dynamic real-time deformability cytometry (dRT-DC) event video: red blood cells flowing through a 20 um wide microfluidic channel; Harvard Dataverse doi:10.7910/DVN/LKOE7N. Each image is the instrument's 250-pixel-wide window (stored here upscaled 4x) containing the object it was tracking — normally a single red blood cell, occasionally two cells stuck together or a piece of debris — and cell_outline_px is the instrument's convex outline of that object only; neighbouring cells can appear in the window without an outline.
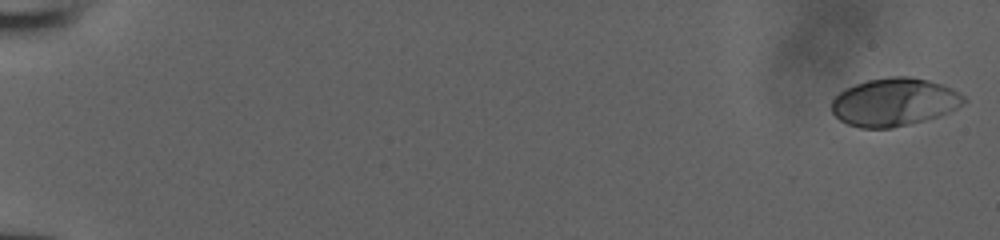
{"species": "human", "species_latin": "Homo sapiens", "temperature_condition": "room temperature", "stored_images_in_passage": 52, "camera_frame_rate_fps": 3000, "um_per_image_px": 0.085, "donor": {"sex": "male"}, "frame": {"image": 1, "passage_image": 1, "time_ms": 0.0, "image_size_px": [1000, 240], "cell_outline_px": [[968, 100], [964, 104], [940, 116], [892, 128], [860, 128], [848, 124], [840, 120], [832, 112], [832, 100], [840, 92], [856, 84], [868, 80], [892, 76], [908, 76], [928, 80], [952, 88], [964, 96]], "centroid_in_image_um": [76.03, 8.68], "position_along_channel_um": 9.0, "area_um2": 36.82}}
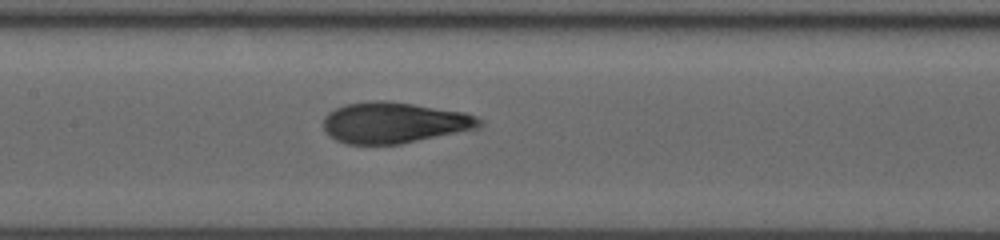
{"frame": {"image": 2, "passage_image": 28, "time_ms": 9.0, "image_size_px": [1000, 240], "cell_outline_px": [[484, 124], [480, 128], [400, 144], [344, 144], [336, 140], [324, 132], [324, 116], [328, 112], [344, 104], [368, 100], [388, 100], [464, 112], [476, 116], [484, 120]], "centroid_in_image_um": [33.51, 10.42], "position_along_channel_um": 173.9, "area_um2": 37.69}}
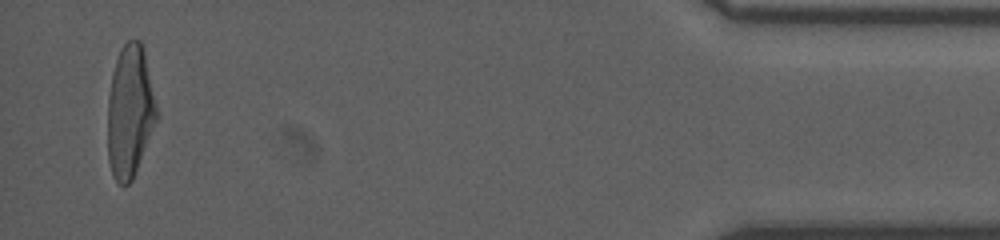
{"frame": {"image": 3, "passage_image": 51, "time_ms": 16.667, "image_size_px": [1000, 240], "cell_outline_px": [[156, 120], [132, 180], [128, 184], [120, 184], [112, 176], [108, 160], [108, 96], [112, 72], [120, 48], [128, 40], [140, 40], [144, 48], [156, 104]], "centroid_in_image_um": [11.02, 9.44], "position_along_channel_um": 424.2, "area_um2": 37.4}}